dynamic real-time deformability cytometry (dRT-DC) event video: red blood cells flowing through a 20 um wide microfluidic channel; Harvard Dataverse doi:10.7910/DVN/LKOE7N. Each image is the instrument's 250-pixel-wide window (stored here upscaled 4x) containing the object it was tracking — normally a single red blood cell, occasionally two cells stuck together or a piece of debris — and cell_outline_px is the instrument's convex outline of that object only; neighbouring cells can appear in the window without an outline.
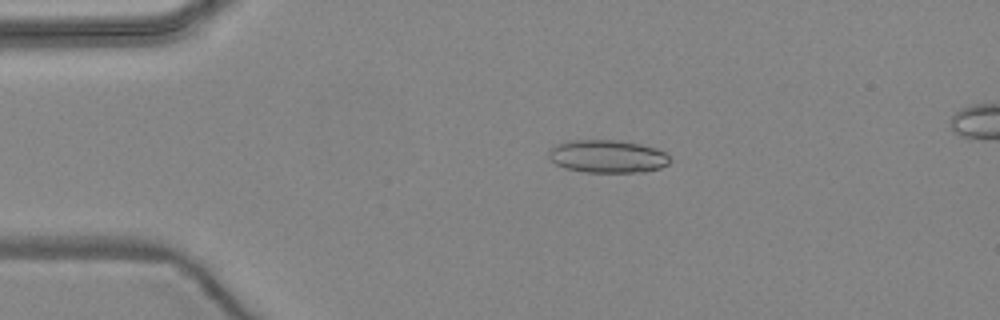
{"species": "common noctule bat (a hibernating species)", "species_latin": "Nyctalus noctula", "temperature_condition": "warm", "stored_images_in_passage": 4, "camera_frame_rate_fps": 3000, "um_per_image_px": 0.085, "animal": {"sex": "female", "body_mass_g": 24.6, "forearm_length_mm": 56.2}, "frame": {"image": 1, "passage_image": 3, "time_ms": 2.667, "image_size_px": [1000, 320], "cell_outline_px": [[672, 160], [668, 164], [660, 168], [644, 172], [584, 172], [564, 168], [556, 164], [548, 156], [548, 152], [556, 144], [568, 140], [616, 140], [640, 144], [656, 148], [664, 152]], "centroid_in_image_um": [51.63, 13.29], "position_along_channel_um": 33.4, "area_um2": 23.29}}